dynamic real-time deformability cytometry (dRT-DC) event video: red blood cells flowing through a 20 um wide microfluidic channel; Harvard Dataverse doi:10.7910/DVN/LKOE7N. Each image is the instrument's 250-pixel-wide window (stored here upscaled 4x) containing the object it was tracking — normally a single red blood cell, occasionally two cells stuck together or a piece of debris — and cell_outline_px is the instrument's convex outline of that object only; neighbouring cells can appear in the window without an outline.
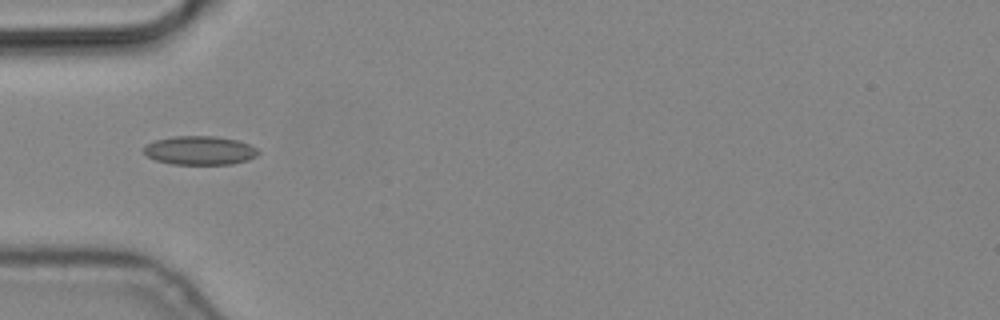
{"species": "common noctule bat (a hibernating species)", "species_latin": "Nyctalus noctula", "temperature_condition": "cold", "stored_images_in_passage": 14, "camera_frame_rate_fps": 3000, "um_per_image_px": 0.085, "animal": {"sex": "male", "body_mass_g": 19.2, "forearm_length_mm": 51.8}, "frame": {"image": 1, "passage_image": 5, "time_ms": 1.333, "image_size_px": [1000, 320], "cell_outline_px": [[260, 152], [256, 156], [248, 160], [232, 164], [172, 164], [156, 160], [148, 156], [144, 152], [144, 144], [156, 140], [176, 136], [212, 136], [236, 140], [248, 144], [256, 148]], "centroid_in_image_um": [16.98, 12.79], "position_along_channel_um": 68.0, "area_um2": 19.07}}
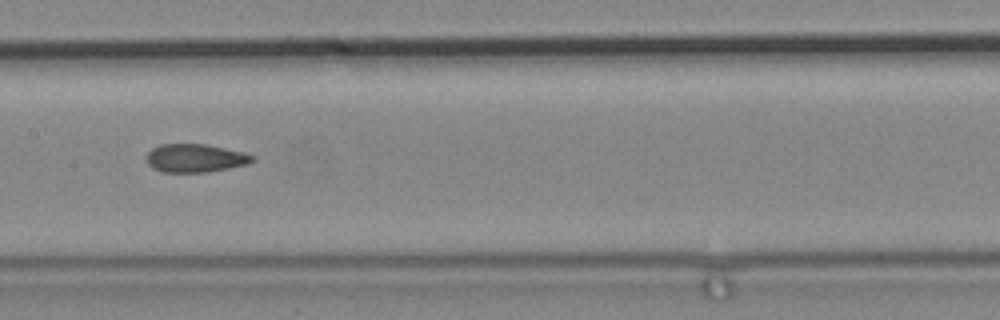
{"frame": {"image": 2, "passage_image": 8, "time_ms": 2.333, "image_size_px": [1000, 320], "cell_outline_px": [[256, 160], [248, 164], [208, 172], [164, 172], [152, 168], [148, 164], [148, 152], [152, 148], [160, 144], [204, 144], [244, 152], [256, 156]], "centroid_in_image_um": [16.63, 13.44], "position_along_channel_um": 190.8, "area_um2": 17.46}}
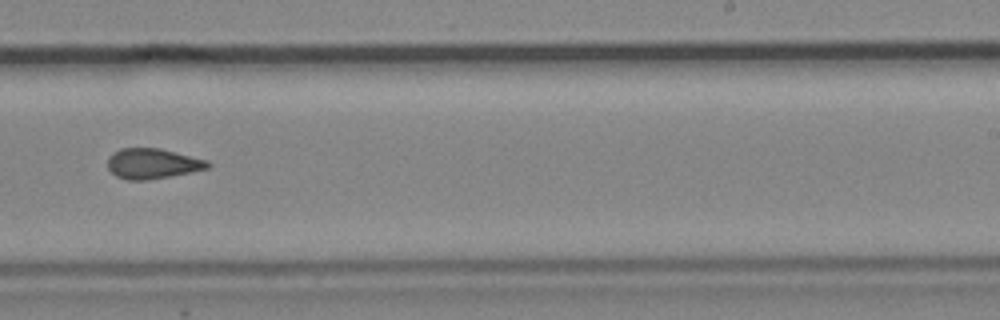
{"frame": {"image": 3, "passage_image": 10, "time_ms": 3.0, "image_size_px": [1000, 320], "cell_outline_px": [[212, 164], [208, 168], [148, 180], [128, 180], [116, 176], [108, 168], [108, 156], [112, 152], [120, 148], [160, 148], [208, 160]], "centroid_in_image_um": [12.94, 13.89], "position_along_channel_um": 276.1, "area_um2": 17.63}}